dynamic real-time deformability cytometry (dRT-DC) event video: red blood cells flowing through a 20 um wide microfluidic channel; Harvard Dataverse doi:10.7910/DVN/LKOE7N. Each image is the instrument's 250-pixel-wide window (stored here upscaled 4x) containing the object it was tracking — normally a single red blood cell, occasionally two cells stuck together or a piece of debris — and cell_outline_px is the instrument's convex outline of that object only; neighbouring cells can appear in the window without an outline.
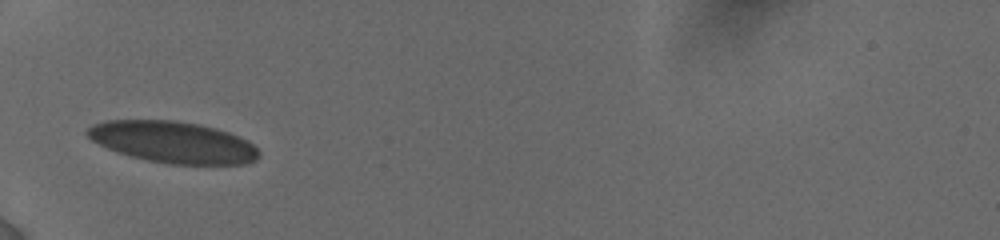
{"species": "human", "species_latin": "Homo sapiens", "temperature_condition": "cold", "stored_images_in_passage": 14, "camera_frame_rate_fps": 3000, "um_per_image_px": 0.085, "donor": {"sex": "female"}, "frame": {"image": 1, "passage_image": 1, "time_ms": 0.0, "image_size_px": [1000, 240], "cell_outline_px": [[260, 156], [256, 160], [244, 164], [168, 164], [148, 160], [116, 152], [92, 140], [84, 132], [92, 124], [104, 120], [176, 120], [200, 124], [216, 128], [228, 132], [248, 140], [260, 152]], "centroid_in_image_um": [14.71, 12.07], "position_along_channel_um": 70.3, "area_um2": 41.62}}
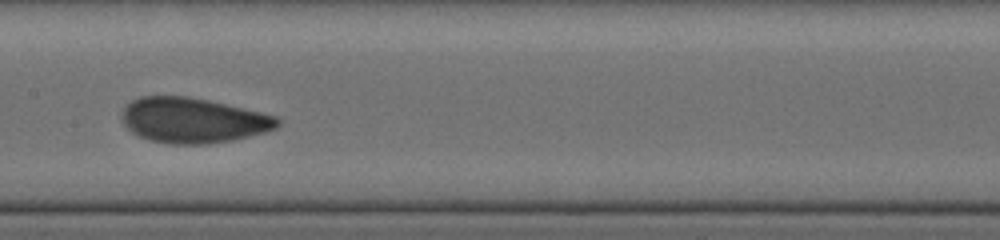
{"frame": {"image": 2, "passage_image": 7, "time_ms": 3.333, "image_size_px": [1000, 240], "cell_outline_px": [[280, 124], [276, 128], [264, 132], [232, 140], [204, 144], [168, 144], [148, 140], [132, 132], [120, 120], [120, 112], [132, 100], [140, 96], [184, 96], [208, 100], [260, 112], [276, 116], [280, 120]], "centroid_in_image_um": [16.36, 10.23], "position_along_channel_um": 191.0, "area_um2": 40.92}}
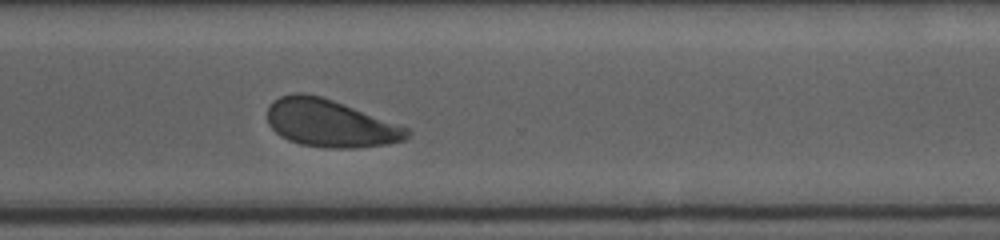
{"frame": {"image": 3, "passage_image": 14, "time_ms": 7.333, "image_size_px": [1000, 240], "cell_outline_px": [[412, 132], [404, 140], [388, 144], [356, 148], [328, 148], [300, 144], [288, 140], [280, 136], [268, 124], [268, 104], [272, 100], [280, 96], [292, 92], [304, 92], [320, 96], [332, 100], [408, 128]], "centroid_in_image_um": [28.01, 10.48], "position_along_channel_um": 342.6, "area_um2": 38.61}}